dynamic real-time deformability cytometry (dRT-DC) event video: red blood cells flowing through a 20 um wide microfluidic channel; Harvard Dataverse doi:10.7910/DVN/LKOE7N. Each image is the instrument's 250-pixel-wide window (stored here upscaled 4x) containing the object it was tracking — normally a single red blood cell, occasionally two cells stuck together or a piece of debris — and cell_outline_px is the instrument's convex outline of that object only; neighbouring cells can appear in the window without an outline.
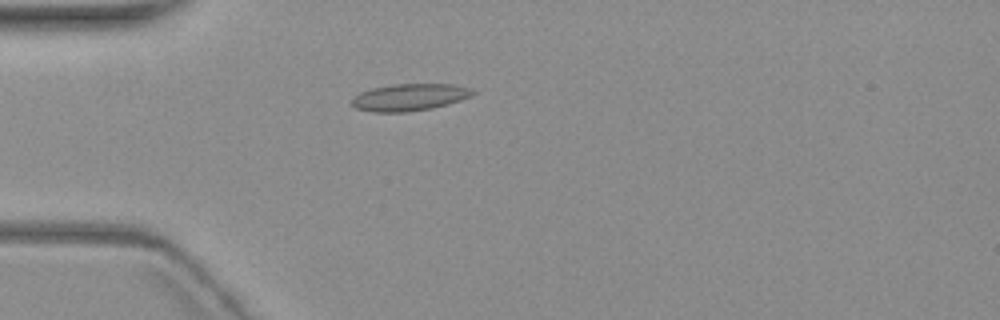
{"species": "common noctule bat (a hibernating species)", "species_latin": "Nyctalus noctula", "temperature_condition": "warm", "stored_images_in_passage": 2, "camera_frame_rate_fps": 3000, "um_per_image_px": 0.085, "animal": {"sex": "female", "body_mass_g": 19.3, "forearm_length_mm": 54.1}, "frame": {"image": 1, "passage_image": 1, "time_ms": 0.0, "image_size_px": [1000, 320], "cell_outline_px": [[476, 92], [472, 96], [448, 104], [432, 108], [408, 112], [372, 112], [356, 108], [352, 104], [352, 96], [360, 92], [372, 88], [392, 84], [452, 84], [472, 88]], "centroid_in_image_um": [34.81, 8.26], "position_along_channel_um": 50.2, "area_um2": 19.19}}